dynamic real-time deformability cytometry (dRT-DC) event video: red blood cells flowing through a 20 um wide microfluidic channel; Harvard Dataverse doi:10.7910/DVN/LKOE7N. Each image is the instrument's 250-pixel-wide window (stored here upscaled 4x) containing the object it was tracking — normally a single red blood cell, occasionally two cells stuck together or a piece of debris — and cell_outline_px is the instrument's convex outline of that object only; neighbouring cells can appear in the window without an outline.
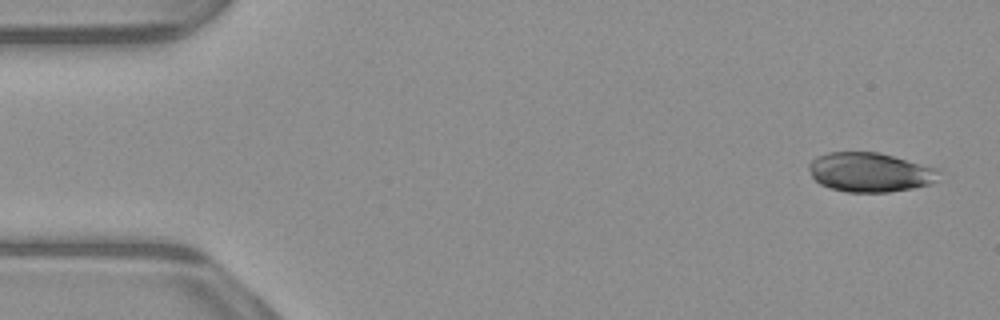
{"species": "common noctule bat (a hibernating species)", "species_latin": "Nyctalus noctula", "temperature_condition": "warm", "stored_images_in_passage": 51, "camera_frame_rate_fps": 3000, "um_per_image_px": 0.085, "animal": {"sex": "male", "body_mass_g": 23.1, "forearm_length_mm": 52.7}, "frame": {"image": 1, "passage_image": 1, "time_ms": 0.0, "image_size_px": [1000, 320], "cell_outline_px": [[940, 172], [936, 180], [928, 184], [912, 188], [888, 192], [844, 192], [828, 188], [820, 184], [812, 176], [808, 168], [808, 164], [816, 156], [828, 152], [880, 152], [936, 168]], "centroid_in_image_um": [73.9, 14.64], "position_along_channel_um": 11.1, "area_um2": 29.82}}
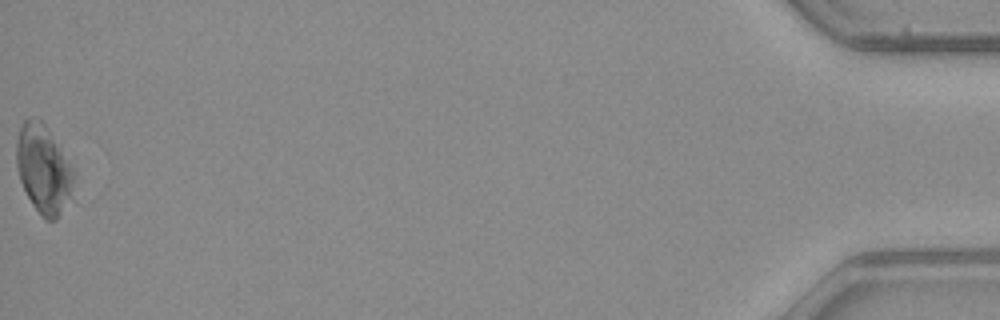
{"frame": {"image": 2, "passage_image": 51, "time_ms": 16.667, "image_size_px": [1000, 320], "cell_outline_px": [[76, 176], [72, 200], [56, 220], [44, 220], [40, 216], [32, 204], [20, 180], [16, 168], [16, 140], [20, 128], [24, 120], [28, 116], [32, 116], [40, 120], [44, 124], [60, 144], [72, 164], [76, 172]], "centroid_in_image_um": [3.75, 14.39], "position_along_channel_um": 431.5, "area_um2": 30.63}}